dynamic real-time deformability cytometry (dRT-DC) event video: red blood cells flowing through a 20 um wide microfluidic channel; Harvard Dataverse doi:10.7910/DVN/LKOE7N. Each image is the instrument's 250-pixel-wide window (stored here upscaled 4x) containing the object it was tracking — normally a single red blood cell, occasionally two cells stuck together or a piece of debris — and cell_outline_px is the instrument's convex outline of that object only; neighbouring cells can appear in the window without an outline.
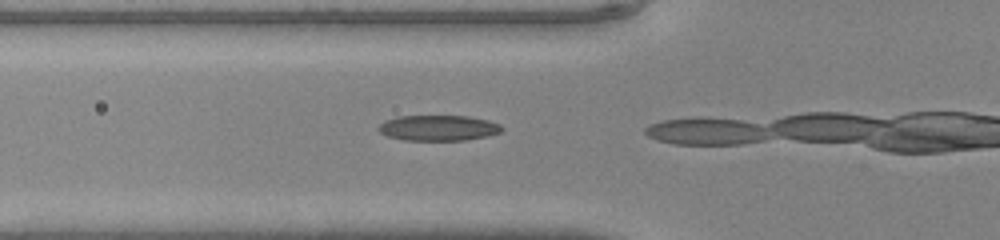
{"species": "common noctule bat (a hibernating species)", "species_latin": "Nyctalus noctula", "temperature_condition": "warm", "stored_images_in_passage": 3, "camera_frame_rate_fps": 3000, "um_per_image_px": 0.085, "animal": {"sex": "male", "body_mass_g": 20.0, "forearm_length_mm": 53.3}, "frame": {"image": 1, "passage_image": 2, "time_ms": 0.333, "image_size_px": [1000, 240], "cell_outline_px": [[504, 128], [500, 132], [488, 136], [464, 140], [404, 140], [388, 136], [380, 132], [376, 128], [384, 120], [396, 116], [468, 116], [488, 120], [500, 124]], "centroid_in_image_um": [37.25, 10.87], "position_along_channel_um": 88.6, "area_um2": 18.44}}